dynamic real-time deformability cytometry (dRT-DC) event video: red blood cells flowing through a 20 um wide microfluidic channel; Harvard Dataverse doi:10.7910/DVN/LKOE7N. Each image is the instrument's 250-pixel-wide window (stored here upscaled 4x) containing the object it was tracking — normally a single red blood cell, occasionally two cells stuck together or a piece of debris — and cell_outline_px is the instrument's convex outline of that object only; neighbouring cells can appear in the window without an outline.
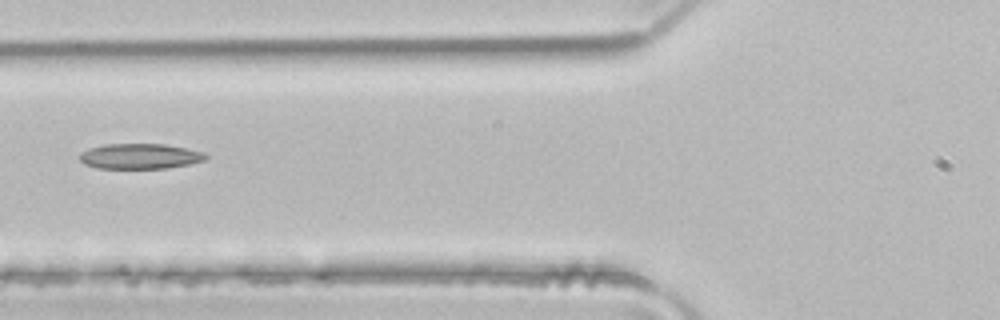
{"species": "common noctule bat (a hibernating species)", "species_latin": "Nyctalus noctula", "temperature_condition": "room temperature", "stored_images_in_passage": 4, "camera_frame_rate_fps": 3000, "um_per_image_px": 0.085, "animal": {"sex": "male", "body_mass_g": 21.5, "forearm_length_mm": 52.0}, "frame": {"image": 1, "passage_image": 4, "time_ms": 1.0, "image_size_px": [1000, 320], "cell_outline_px": [[208, 156], [204, 160], [188, 164], [168, 168], [96, 168], [84, 164], [80, 160], [80, 152], [88, 148], [104, 144], [164, 144], [188, 148], [204, 152]], "centroid_in_image_um": [11.88, 13.27], "position_along_channel_um": 113.9, "area_um2": 18.67}}